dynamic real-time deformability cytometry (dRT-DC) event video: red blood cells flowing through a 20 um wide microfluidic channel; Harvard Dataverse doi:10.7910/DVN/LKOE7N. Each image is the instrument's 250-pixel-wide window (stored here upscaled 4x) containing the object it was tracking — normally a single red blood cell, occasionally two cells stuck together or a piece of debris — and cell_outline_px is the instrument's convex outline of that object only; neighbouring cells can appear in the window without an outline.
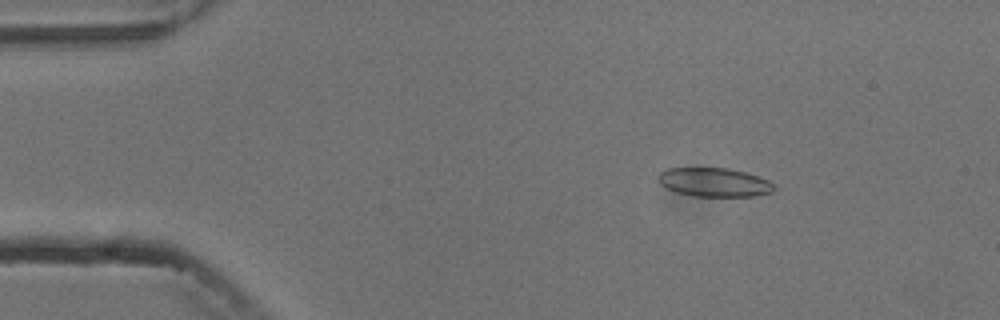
{"species": "common noctule bat (a hibernating species)", "species_latin": "Nyctalus noctula", "temperature_condition": "cold", "stored_images_in_passage": 4, "camera_frame_rate_fps": 3000, "um_per_image_px": 0.085, "animal": {"sex": "male", "body_mass_g": 13.3}, "frame": {"image": 1, "passage_image": 2, "time_ms": 1.0, "image_size_px": [1000, 320], "cell_outline_px": [[776, 188], [772, 192], [756, 196], [692, 196], [676, 192], [660, 184], [656, 176], [664, 168], [728, 168], [744, 172], [768, 180]], "centroid_in_image_um": [60.67, 15.49], "position_along_channel_um": 24.3, "area_um2": 19.48}}